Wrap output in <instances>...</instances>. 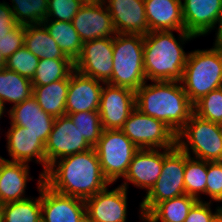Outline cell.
<instances>
[{"label": "cell", "instance_id": "44", "mask_svg": "<svg viewBox=\"0 0 222 222\" xmlns=\"http://www.w3.org/2000/svg\"><path fill=\"white\" fill-rule=\"evenodd\" d=\"M4 203L0 201V222H3Z\"/></svg>", "mask_w": 222, "mask_h": 222}, {"label": "cell", "instance_id": "33", "mask_svg": "<svg viewBox=\"0 0 222 222\" xmlns=\"http://www.w3.org/2000/svg\"><path fill=\"white\" fill-rule=\"evenodd\" d=\"M8 113L11 118L10 125L23 126V121L55 120L53 116L42 110L33 95L23 102L13 105Z\"/></svg>", "mask_w": 222, "mask_h": 222}, {"label": "cell", "instance_id": "30", "mask_svg": "<svg viewBox=\"0 0 222 222\" xmlns=\"http://www.w3.org/2000/svg\"><path fill=\"white\" fill-rule=\"evenodd\" d=\"M207 161L189 157L185 163V194L202 201L200 195H206Z\"/></svg>", "mask_w": 222, "mask_h": 222}, {"label": "cell", "instance_id": "19", "mask_svg": "<svg viewBox=\"0 0 222 222\" xmlns=\"http://www.w3.org/2000/svg\"><path fill=\"white\" fill-rule=\"evenodd\" d=\"M222 0H183L185 31L196 37L210 33L217 26Z\"/></svg>", "mask_w": 222, "mask_h": 222}, {"label": "cell", "instance_id": "48", "mask_svg": "<svg viewBox=\"0 0 222 222\" xmlns=\"http://www.w3.org/2000/svg\"><path fill=\"white\" fill-rule=\"evenodd\" d=\"M81 222H93V221H91V220L86 216L84 219H82Z\"/></svg>", "mask_w": 222, "mask_h": 222}, {"label": "cell", "instance_id": "42", "mask_svg": "<svg viewBox=\"0 0 222 222\" xmlns=\"http://www.w3.org/2000/svg\"><path fill=\"white\" fill-rule=\"evenodd\" d=\"M217 24H218V28L217 26L215 27L217 31H216V39H215L214 44L218 46H222V11L220 12Z\"/></svg>", "mask_w": 222, "mask_h": 222}, {"label": "cell", "instance_id": "32", "mask_svg": "<svg viewBox=\"0 0 222 222\" xmlns=\"http://www.w3.org/2000/svg\"><path fill=\"white\" fill-rule=\"evenodd\" d=\"M86 142L94 148L103 131L98 111H86L67 114Z\"/></svg>", "mask_w": 222, "mask_h": 222}, {"label": "cell", "instance_id": "9", "mask_svg": "<svg viewBox=\"0 0 222 222\" xmlns=\"http://www.w3.org/2000/svg\"><path fill=\"white\" fill-rule=\"evenodd\" d=\"M138 149H167L176 146V134L162 121L135 108L120 129Z\"/></svg>", "mask_w": 222, "mask_h": 222}, {"label": "cell", "instance_id": "41", "mask_svg": "<svg viewBox=\"0 0 222 222\" xmlns=\"http://www.w3.org/2000/svg\"><path fill=\"white\" fill-rule=\"evenodd\" d=\"M16 24L9 4L5 1L3 3L0 2V38L6 36Z\"/></svg>", "mask_w": 222, "mask_h": 222}, {"label": "cell", "instance_id": "37", "mask_svg": "<svg viewBox=\"0 0 222 222\" xmlns=\"http://www.w3.org/2000/svg\"><path fill=\"white\" fill-rule=\"evenodd\" d=\"M206 195L211 202H222V161H207Z\"/></svg>", "mask_w": 222, "mask_h": 222}, {"label": "cell", "instance_id": "2", "mask_svg": "<svg viewBox=\"0 0 222 222\" xmlns=\"http://www.w3.org/2000/svg\"><path fill=\"white\" fill-rule=\"evenodd\" d=\"M136 108L166 124L176 135L194 113L180 81L146 82L135 91Z\"/></svg>", "mask_w": 222, "mask_h": 222}, {"label": "cell", "instance_id": "22", "mask_svg": "<svg viewBox=\"0 0 222 222\" xmlns=\"http://www.w3.org/2000/svg\"><path fill=\"white\" fill-rule=\"evenodd\" d=\"M29 165L24 162L0 160V201L4 204L20 201L29 197L25 196V189L29 176ZM25 196V197H24Z\"/></svg>", "mask_w": 222, "mask_h": 222}, {"label": "cell", "instance_id": "26", "mask_svg": "<svg viewBox=\"0 0 222 222\" xmlns=\"http://www.w3.org/2000/svg\"><path fill=\"white\" fill-rule=\"evenodd\" d=\"M32 95L33 86L31 79L7 68L0 70V104L5 110L7 102L16 105Z\"/></svg>", "mask_w": 222, "mask_h": 222}, {"label": "cell", "instance_id": "20", "mask_svg": "<svg viewBox=\"0 0 222 222\" xmlns=\"http://www.w3.org/2000/svg\"><path fill=\"white\" fill-rule=\"evenodd\" d=\"M7 150L12 157L10 161L28 163L35 159L44 168V174L48 170L46 162L45 144L37 138V135L28 131L27 128L11 125L7 131Z\"/></svg>", "mask_w": 222, "mask_h": 222}, {"label": "cell", "instance_id": "27", "mask_svg": "<svg viewBox=\"0 0 222 222\" xmlns=\"http://www.w3.org/2000/svg\"><path fill=\"white\" fill-rule=\"evenodd\" d=\"M42 24L65 56L75 62L81 54L83 41L73 27L72 22L46 19Z\"/></svg>", "mask_w": 222, "mask_h": 222}, {"label": "cell", "instance_id": "49", "mask_svg": "<svg viewBox=\"0 0 222 222\" xmlns=\"http://www.w3.org/2000/svg\"><path fill=\"white\" fill-rule=\"evenodd\" d=\"M84 2H97V1H100V0H83Z\"/></svg>", "mask_w": 222, "mask_h": 222}, {"label": "cell", "instance_id": "25", "mask_svg": "<svg viewBox=\"0 0 222 222\" xmlns=\"http://www.w3.org/2000/svg\"><path fill=\"white\" fill-rule=\"evenodd\" d=\"M198 200L187 194L157 203L145 216V222H184Z\"/></svg>", "mask_w": 222, "mask_h": 222}, {"label": "cell", "instance_id": "7", "mask_svg": "<svg viewBox=\"0 0 222 222\" xmlns=\"http://www.w3.org/2000/svg\"><path fill=\"white\" fill-rule=\"evenodd\" d=\"M189 157L177 145L174 148L163 149L161 175L140 203L139 213L142 221L157 203L185 194L184 170Z\"/></svg>", "mask_w": 222, "mask_h": 222}, {"label": "cell", "instance_id": "18", "mask_svg": "<svg viewBox=\"0 0 222 222\" xmlns=\"http://www.w3.org/2000/svg\"><path fill=\"white\" fill-rule=\"evenodd\" d=\"M112 17L116 33L141 34L150 32L144 0H103Z\"/></svg>", "mask_w": 222, "mask_h": 222}, {"label": "cell", "instance_id": "13", "mask_svg": "<svg viewBox=\"0 0 222 222\" xmlns=\"http://www.w3.org/2000/svg\"><path fill=\"white\" fill-rule=\"evenodd\" d=\"M72 24L83 42L114 37L116 34L112 17L103 0L85 2L72 19Z\"/></svg>", "mask_w": 222, "mask_h": 222}, {"label": "cell", "instance_id": "47", "mask_svg": "<svg viewBox=\"0 0 222 222\" xmlns=\"http://www.w3.org/2000/svg\"><path fill=\"white\" fill-rule=\"evenodd\" d=\"M6 112V110L3 108V106L0 104V118L3 116V113Z\"/></svg>", "mask_w": 222, "mask_h": 222}, {"label": "cell", "instance_id": "34", "mask_svg": "<svg viewBox=\"0 0 222 222\" xmlns=\"http://www.w3.org/2000/svg\"><path fill=\"white\" fill-rule=\"evenodd\" d=\"M193 107L200 118L222 125V87L201 97Z\"/></svg>", "mask_w": 222, "mask_h": 222}, {"label": "cell", "instance_id": "17", "mask_svg": "<svg viewBox=\"0 0 222 222\" xmlns=\"http://www.w3.org/2000/svg\"><path fill=\"white\" fill-rule=\"evenodd\" d=\"M160 150L163 149H139L120 186L128 190V182H131L138 188L146 189L148 193L161 175L163 151Z\"/></svg>", "mask_w": 222, "mask_h": 222}, {"label": "cell", "instance_id": "8", "mask_svg": "<svg viewBox=\"0 0 222 222\" xmlns=\"http://www.w3.org/2000/svg\"><path fill=\"white\" fill-rule=\"evenodd\" d=\"M104 177L113 184L127 174L138 147L120 130H103L94 147Z\"/></svg>", "mask_w": 222, "mask_h": 222}, {"label": "cell", "instance_id": "24", "mask_svg": "<svg viewBox=\"0 0 222 222\" xmlns=\"http://www.w3.org/2000/svg\"><path fill=\"white\" fill-rule=\"evenodd\" d=\"M69 79H62L44 86H33V96L44 112L54 118L66 115V97Z\"/></svg>", "mask_w": 222, "mask_h": 222}, {"label": "cell", "instance_id": "29", "mask_svg": "<svg viewBox=\"0 0 222 222\" xmlns=\"http://www.w3.org/2000/svg\"><path fill=\"white\" fill-rule=\"evenodd\" d=\"M73 71L72 60L39 59L34 77L31 79L32 86H44L58 80L69 79Z\"/></svg>", "mask_w": 222, "mask_h": 222}, {"label": "cell", "instance_id": "6", "mask_svg": "<svg viewBox=\"0 0 222 222\" xmlns=\"http://www.w3.org/2000/svg\"><path fill=\"white\" fill-rule=\"evenodd\" d=\"M176 145L192 158L209 162L222 161V127L192 114L176 135Z\"/></svg>", "mask_w": 222, "mask_h": 222}, {"label": "cell", "instance_id": "16", "mask_svg": "<svg viewBox=\"0 0 222 222\" xmlns=\"http://www.w3.org/2000/svg\"><path fill=\"white\" fill-rule=\"evenodd\" d=\"M102 81L85 76L74 70L70 74L69 89L66 97V115L86 111H98Z\"/></svg>", "mask_w": 222, "mask_h": 222}, {"label": "cell", "instance_id": "4", "mask_svg": "<svg viewBox=\"0 0 222 222\" xmlns=\"http://www.w3.org/2000/svg\"><path fill=\"white\" fill-rule=\"evenodd\" d=\"M182 87L194 104L212 90L222 87V46L194 50L188 54Z\"/></svg>", "mask_w": 222, "mask_h": 222}, {"label": "cell", "instance_id": "21", "mask_svg": "<svg viewBox=\"0 0 222 222\" xmlns=\"http://www.w3.org/2000/svg\"><path fill=\"white\" fill-rule=\"evenodd\" d=\"M150 32L185 31L182 0H144Z\"/></svg>", "mask_w": 222, "mask_h": 222}, {"label": "cell", "instance_id": "38", "mask_svg": "<svg viewBox=\"0 0 222 222\" xmlns=\"http://www.w3.org/2000/svg\"><path fill=\"white\" fill-rule=\"evenodd\" d=\"M26 25L16 24L0 38V51L5 59L24 46Z\"/></svg>", "mask_w": 222, "mask_h": 222}, {"label": "cell", "instance_id": "1", "mask_svg": "<svg viewBox=\"0 0 222 222\" xmlns=\"http://www.w3.org/2000/svg\"><path fill=\"white\" fill-rule=\"evenodd\" d=\"M52 190L86 200L110 186L104 177L95 148L53 162L43 174Z\"/></svg>", "mask_w": 222, "mask_h": 222}, {"label": "cell", "instance_id": "40", "mask_svg": "<svg viewBox=\"0 0 222 222\" xmlns=\"http://www.w3.org/2000/svg\"><path fill=\"white\" fill-rule=\"evenodd\" d=\"M54 121L55 120L23 121V127L37 135V138L46 144L49 134L52 131Z\"/></svg>", "mask_w": 222, "mask_h": 222}, {"label": "cell", "instance_id": "10", "mask_svg": "<svg viewBox=\"0 0 222 222\" xmlns=\"http://www.w3.org/2000/svg\"><path fill=\"white\" fill-rule=\"evenodd\" d=\"M74 70L107 83L113 70V37L83 42L81 54L74 62Z\"/></svg>", "mask_w": 222, "mask_h": 222}, {"label": "cell", "instance_id": "23", "mask_svg": "<svg viewBox=\"0 0 222 222\" xmlns=\"http://www.w3.org/2000/svg\"><path fill=\"white\" fill-rule=\"evenodd\" d=\"M24 47L39 59L71 60L61 51L42 23L26 25Z\"/></svg>", "mask_w": 222, "mask_h": 222}, {"label": "cell", "instance_id": "39", "mask_svg": "<svg viewBox=\"0 0 222 222\" xmlns=\"http://www.w3.org/2000/svg\"><path fill=\"white\" fill-rule=\"evenodd\" d=\"M212 202L197 201L190 209L184 222H211L213 218L217 215L219 206L213 213L211 210Z\"/></svg>", "mask_w": 222, "mask_h": 222}, {"label": "cell", "instance_id": "43", "mask_svg": "<svg viewBox=\"0 0 222 222\" xmlns=\"http://www.w3.org/2000/svg\"><path fill=\"white\" fill-rule=\"evenodd\" d=\"M5 63H6V59L4 58V56L2 55V53L0 51V70L5 68Z\"/></svg>", "mask_w": 222, "mask_h": 222}, {"label": "cell", "instance_id": "28", "mask_svg": "<svg viewBox=\"0 0 222 222\" xmlns=\"http://www.w3.org/2000/svg\"><path fill=\"white\" fill-rule=\"evenodd\" d=\"M39 197L34 200L27 198L20 201L4 204L3 222H42L41 219V184L43 174L40 173L37 181Z\"/></svg>", "mask_w": 222, "mask_h": 222}, {"label": "cell", "instance_id": "11", "mask_svg": "<svg viewBox=\"0 0 222 222\" xmlns=\"http://www.w3.org/2000/svg\"><path fill=\"white\" fill-rule=\"evenodd\" d=\"M91 148L68 115L56 117L45 144L48 168L60 158L82 153Z\"/></svg>", "mask_w": 222, "mask_h": 222}, {"label": "cell", "instance_id": "12", "mask_svg": "<svg viewBox=\"0 0 222 222\" xmlns=\"http://www.w3.org/2000/svg\"><path fill=\"white\" fill-rule=\"evenodd\" d=\"M135 108L133 90L103 83L98 109L103 130L121 129Z\"/></svg>", "mask_w": 222, "mask_h": 222}, {"label": "cell", "instance_id": "5", "mask_svg": "<svg viewBox=\"0 0 222 222\" xmlns=\"http://www.w3.org/2000/svg\"><path fill=\"white\" fill-rule=\"evenodd\" d=\"M143 49L144 35L116 33L113 37V70L107 84L135 92L147 82Z\"/></svg>", "mask_w": 222, "mask_h": 222}, {"label": "cell", "instance_id": "14", "mask_svg": "<svg viewBox=\"0 0 222 222\" xmlns=\"http://www.w3.org/2000/svg\"><path fill=\"white\" fill-rule=\"evenodd\" d=\"M86 217L85 201L58 193L41 184L42 222H81Z\"/></svg>", "mask_w": 222, "mask_h": 222}, {"label": "cell", "instance_id": "35", "mask_svg": "<svg viewBox=\"0 0 222 222\" xmlns=\"http://www.w3.org/2000/svg\"><path fill=\"white\" fill-rule=\"evenodd\" d=\"M38 63L39 58L23 46L6 59L5 68L32 79Z\"/></svg>", "mask_w": 222, "mask_h": 222}, {"label": "cell", "instance_id": "46", "mask_svg": "<svg viewBox=\"0 0 222 222\" xmlns=\"http://www.w3.org/2000/svg\"><path fill=\"white\" fill-rule=\"evenodd\" d=\"M219 221L222 222V206H219Z\"/></svg>", "mask_w": 222, "mask_h": 222}, {"label": "cell", "instance_id": "3", "mask_svg": "<svg viewBox=\"0 0 222 222\" xmlns=\"http://www.w3.org/2000/svg\"><path fill=\"white\" fill-rule=\"evenodd\" d=\"M195 37L186 31H179L178 39L173 31H153L144 35L146 81H180L189 54L182 45Z\"/></svg>", "mask_w": 222, "mask_h": 222}, {"label": "cell", "instance_id": "36", "mask_svg": "<svg viewBox=\"0 0 222 222\" xmlns=\"http://www.w3.org/2000/svg\"><path fill=\"white\" fill-rule=\"evenodd\" d=\"M84 3L83 0H48L46 19L72 22Z\"/></svg>", "mask_w": 222, "mask_h": 222}, {"label": "cell", "instance_id": "31", "mask_svg": "<svg viewBox=\"0 0 222 222\" xmlns=\"http://www.w3.org/2000/svg\"><path fill=\"white\" fill-rule=\"evenodd\" d=\"M14 19L17 24L42 23L47 18L48 0H11Z\"/></svg>", "mask_w": 222, "mask_h": 222}, {"label": "cell", "instance_id": "45", "mask_svg": "<svg viewBox=\"0 0 222 222\" xmlns=\"http://www.w3.org/2000/svg\"><path fill=\"white\" fill-rule=\"evenodd\" d=\"M211 222H220L219 221V209H218L217 215L213 218V220Z\"/></svg>", "mask_w": 222, "mask_h": 222}, {"label": "cell", "instance_id": "15", "mask_svg": "<svg viewBox=\"0 0 222 222\" xmlns=\"http://www.w3.org/2000/svg\"><path fill=\"white\" fill-rule=\"evenodd\" d=\"M127 191L117 188L98 192L85 201L86 216L93 222H127Z\"/></svg>", "mask_w": 222, "mask_h": 222}]
</instances>
